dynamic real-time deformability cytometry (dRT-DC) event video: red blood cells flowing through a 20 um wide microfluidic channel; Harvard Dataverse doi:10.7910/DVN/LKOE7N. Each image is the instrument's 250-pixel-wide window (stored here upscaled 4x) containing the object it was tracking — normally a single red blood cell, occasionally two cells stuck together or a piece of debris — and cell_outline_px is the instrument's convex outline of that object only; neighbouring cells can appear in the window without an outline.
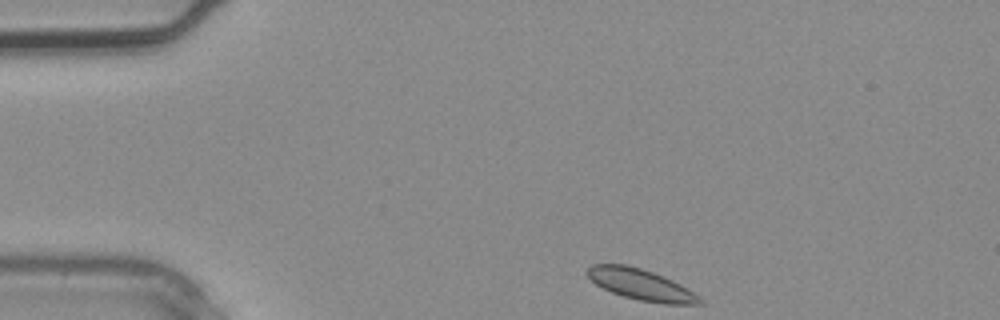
{"species": "common noctule bat (a hibernating species)", "species_latin": "Nyctalus noctula", "temperature_condition": "warm", "stored_images_in_passage": 2, "camera_frame_rate_fps": 3000, "um_per_image_px": 0.085, "animal": {"sex": "male", "body_mass_g": 20.4}, "frame": {"image": 1, "passage_image": 1, "time_ms": 0.0, "image_size_px": [1000, 320], "cell_outline_px": [[704, 304], [664, 304], [640, 300], [624, 296], [612, 292], [596, 284], [584, 272], [592, 264], [624, 264], [640, 268], [652, 272], [672, 280], [680, 284], [700, 296], [704, 300]], "centroid_in_image_um": [54.5, 24.19], "position_along_channel_um": 30.5, "area_um2": 20.17}}